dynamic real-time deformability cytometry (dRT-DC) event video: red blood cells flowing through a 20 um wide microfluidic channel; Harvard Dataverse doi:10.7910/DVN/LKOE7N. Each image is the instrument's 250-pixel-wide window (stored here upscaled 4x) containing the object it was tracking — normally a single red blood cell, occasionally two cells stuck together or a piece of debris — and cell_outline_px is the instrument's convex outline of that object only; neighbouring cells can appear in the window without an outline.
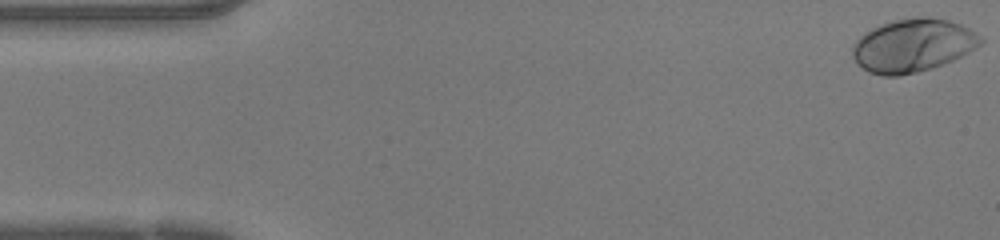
{"species": "human", "species_latin": "Homo sapiens", "temperature_condition": "warm", "stored_images_in_passage": 48, "camera_frame_rate_fps": 3000, "um_per_image_px": 0.085, "donor": {"sex": "female"}, "frame": {"image": 1, "passage_image": 1, "time_ms": 0.0, "image_size_px": [1000, 240], "cell_outline_px": [[984, 40], [980, 44], [968, 52], [944, 64], [932, 68], [900, 76], [884, 76], [868, 72], [852, 56], [852, 44], [860, 36], [872, 28], [880, 24], [892, 20], [916, 16], [928, 16], [948, 20], [960, 24], [968, 28], [980, 36]], "centroid_in_image_um": [77.57, 3.85], "position_along_channel_um": 7.4, "area_um2": 39.65}}
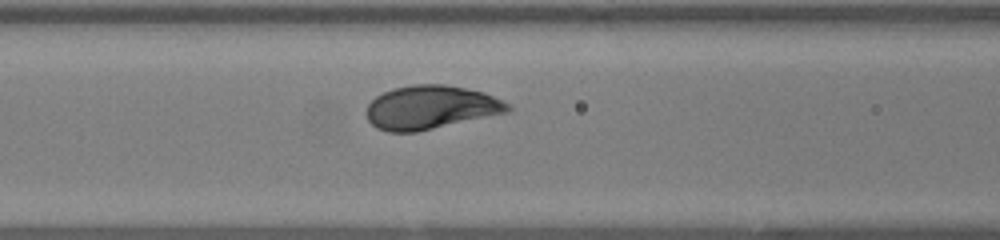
{"frame": {"image": 2, "passage_image": 19, "time_ms": 6.0, "image_size_px": [1000, 240], "cell_outline_px": [[512, 108], [508, 112], [416, 132], [388, 132], [376, 128], [368, 120], [364, 112], [368, 104], [376, 96], [392, 88], [412, 84], [444, 84], [484, 92], [508, 104]], "centroid_in_image_um": [36.55, 9.13], "position_along_channel_um": 130.1, "area_um2": 35.89}}
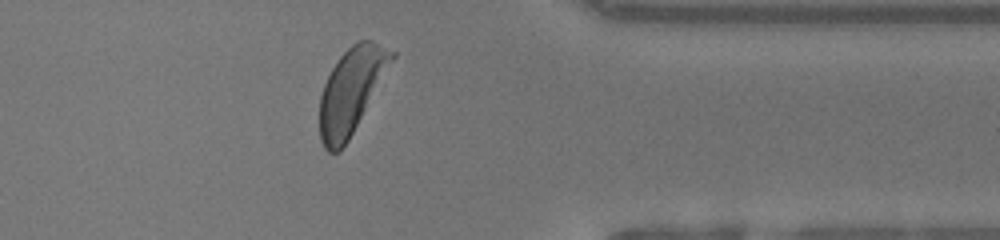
{"frame": {"image": 3, "passage_image": 38, "time_ms": 12.333, "image_size_px": [1000, 240], "cell_outline_px": [[396, 56], [348, 140], [340, 152], [328, 152], [324, 148], [320, 140], [320, 96], [324, 84], [332, 68], [340, 56], [352, 44], [360, 40], [372, 40], [396, 52]], "centroid_in_image_um": [29.85, 7.7], "position_along_channel_um": 381.5, "area_um2": 35.32}, "authors_computed_cell_mechanics": {"area_um2": 36.0961, "velocity_mm_per_s": 4.1997, "shape_relaxation_time_tau1_ms": 1.5429, "shape_relaxation_time_tau2_ms": null, "deformation_change_tau1": 0.1228, "deformation_change_tau2": null}}